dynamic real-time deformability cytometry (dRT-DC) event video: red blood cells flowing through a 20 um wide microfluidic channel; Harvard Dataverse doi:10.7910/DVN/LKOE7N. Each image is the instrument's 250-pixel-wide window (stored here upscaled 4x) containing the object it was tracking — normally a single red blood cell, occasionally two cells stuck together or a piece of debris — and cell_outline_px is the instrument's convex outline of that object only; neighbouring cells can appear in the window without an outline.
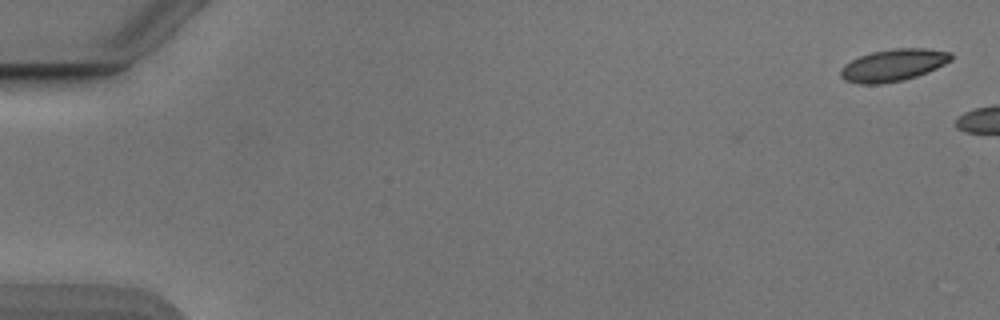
{"species": "Egyptian fruit bat (a non-hibernating species)", "species_latin": "Rousettus aegyptiacus", "temperature_condition": "cold", "stored_images_in_passage": 5, "camera_frame_rate_fps": 3000, "um_per_image_px": 0.085, "animal": {"sex": "male"}, "frame": {"image": 1, "passage_image": 1, "time_ms": 0.0, "image_size_px": [1000, 320], "cell_outline_px": [[952, 60], [928, 72], [904, 80], [880, 84], [860, 84], [844, 80], [840, 76], [840, 68], [844, 64], [860, 56], [872, 52], [892, 48], [928, 48], [952, 52]], "centroid_in_image_um": [75.93, 5.53], "position_along_channel_um": 9.1, "area_um2": 20.81}}